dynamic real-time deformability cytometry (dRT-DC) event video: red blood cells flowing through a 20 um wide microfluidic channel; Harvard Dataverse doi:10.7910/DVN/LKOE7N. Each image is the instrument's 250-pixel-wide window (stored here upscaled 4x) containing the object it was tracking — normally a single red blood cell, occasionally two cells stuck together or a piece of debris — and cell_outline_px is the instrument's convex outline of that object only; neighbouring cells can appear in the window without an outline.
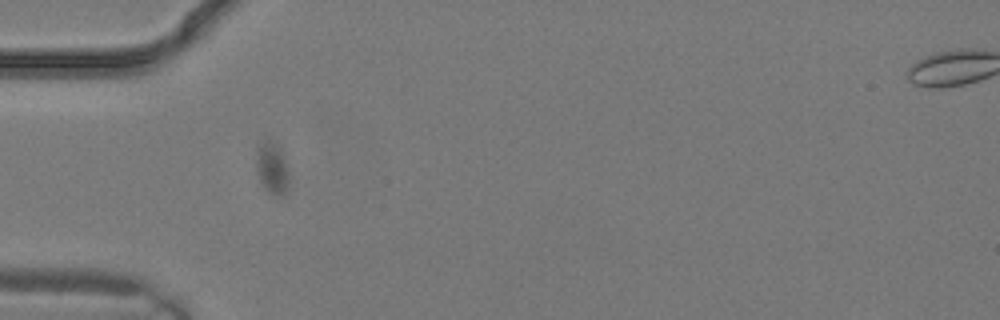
{"species": "common noctule bat (a hibernating species)", "species_latin": "Nyctalus noctula", "temperature_condition": "warm", "stored_images_in_passage": 12, "camera_frame_rate_fps": 3000, "um_per_image_px": 0.085, "animal": {"sex": "male", "body_mass_g": 19.2, "forearm_length_mm": 51.8}, "frame": {"image": 1, "passage_image": 1, "time_ms": 0.0, "image_size_px": [1000, 320], "cell_outline_px": [[288, 192], [284, 196], [272, 196], [264, 188], [256, 172], [256, 148], [268, 136], [276, 140], [280, 148], [288, 172]], "centroid_in_image_um": [23.11, 14.26], "position_along_channel_um": 61.9, "area_um2": 10.4}}
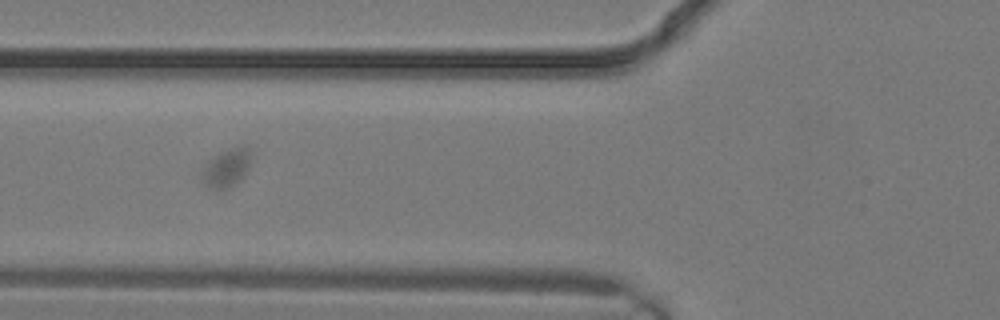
{"frame": {"image": 2, "passage_image": 7, "time_ms": 2.0, "image_size_px": [1000, 320], "cell_outline_px": [[248, 168], [244, 176], [232, 184], [224, 188], [208, 188], [204, 184], [200, 176], [204, 164], [208, 160], [232, 148], [244, 144], [248, 148]], "centroid_in_image_um": [19.19, 14.27], "position_along_channel_um": 106.6, "area_um2": 10.46}}
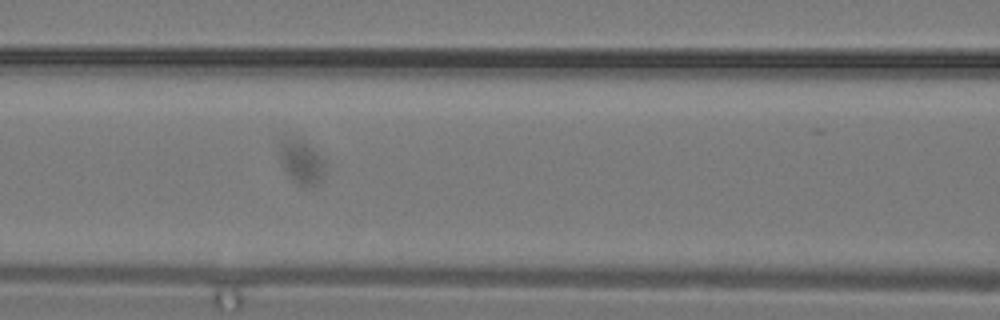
{"frame": {"image": 3, "passage_image": 11, "time_ms": 3.333, "image_size_px": [1000, 320], "cell_outline_px": [[332, 164], [324, 176], [316, 184], [300, 184], [292, 180], [284, 168], [280, 156], [280, 144], [284, 140], [300, 140]], "centroid_in_image_um": [25.74, 13.81], "position_along_channel_um": 140.9, "area_um2": 11.33}}